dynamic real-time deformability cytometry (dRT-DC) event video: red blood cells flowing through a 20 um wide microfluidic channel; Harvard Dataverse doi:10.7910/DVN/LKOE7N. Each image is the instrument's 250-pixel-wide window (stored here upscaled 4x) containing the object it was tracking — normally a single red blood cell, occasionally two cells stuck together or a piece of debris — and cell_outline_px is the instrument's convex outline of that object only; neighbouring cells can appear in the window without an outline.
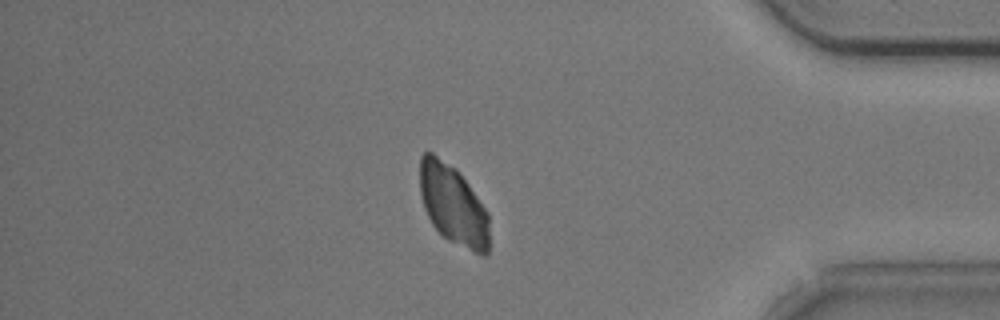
{"species": "common noctule bat (a hibernating species)", "species_latin": "Nyctalus noctula", "temperature_condition": "cold", "stored_images_in_passage": 48, "camera_frame_rate_fps": 3000, "um_per_image_px": 0.085, "animal": {"sex": "male", "body_mass_g": 20.5, "forearm_length_mm": 52.5}, "frame": {"image": 1, "passage_image": 40, "time_ms": 13.0, "image_size_px": [1000, 320], "cell_outline_px": [[488, 256], [480, 256], [448, 240], [432, 224], [424, 208], [420, 192], [420, 156], [424, 152], [432, 152], [452, 168], [468, 184], [488, 212]], "centroid_in_image_um": [38.52, 17.46], "position_along_channel_um": 396.7, "area_um2": 31.91}}
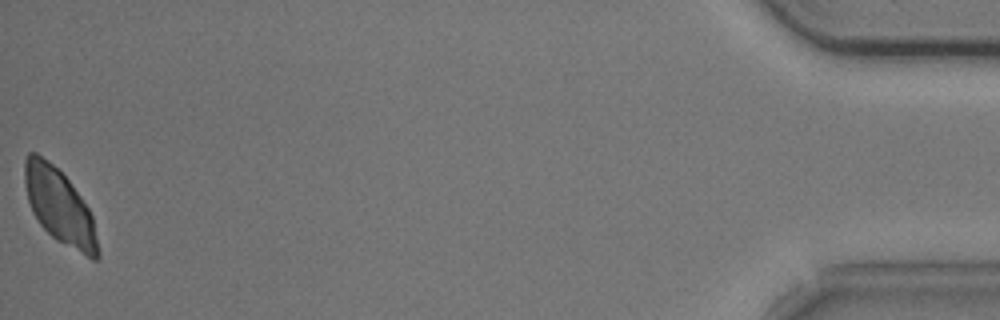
{"frame": {"image": 2, "passage_image": 48, "time_ms": 15.667, "image_size_px": [1000, 320], "cell_outline_px": [[100, 256], [96, 260], [92, 260], [56, 240], [40, 224], [32, 212], [28, 200], [24, 184], [24, 160], [28, 152], [36, 152], [48, 160], [68, 180], [80, 196], [88, 208], [92, 216], [100, 252]], "centroid_in_image_um": [5.05, 17.56], "position_along_channel_um": 430.2, "area_um2": 31.91}}